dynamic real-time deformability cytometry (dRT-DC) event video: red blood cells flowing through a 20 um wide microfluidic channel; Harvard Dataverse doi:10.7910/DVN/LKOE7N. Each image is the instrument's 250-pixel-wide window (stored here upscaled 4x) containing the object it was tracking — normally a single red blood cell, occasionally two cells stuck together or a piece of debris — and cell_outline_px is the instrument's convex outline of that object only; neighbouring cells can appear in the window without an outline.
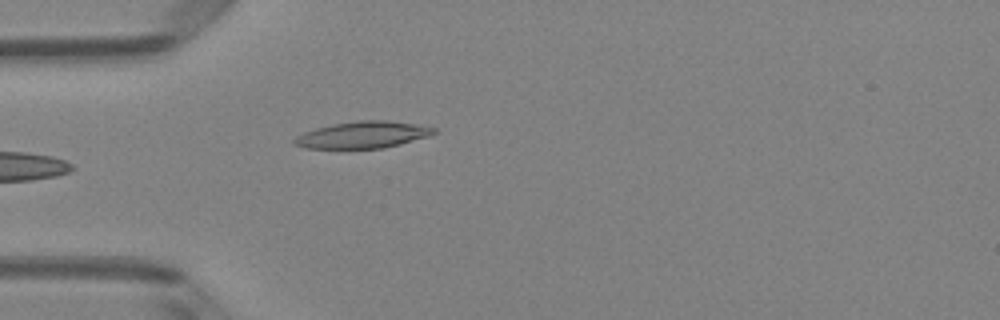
{"species": "Egyptian fruit bat (a non-hibernating species)", "species_latin": "Rousettus aegyptiacus", "temperature_condition": "room temperature", "stored_images_in_passage": 4, "camera_frame_rate_fps": 3000, "um_per_image_px": 0.085, "animal": {"sex": "female"}, "frame": {"image": 1, "passage_image": 4, "time_ms": 1.0, "image_size_px": [1000, 320], "cell_outline_px": [[436, 132], [428, 136], [400, 144], [384, 148], [304, 148], [292, 144], [292, 140], [296, 136], [304, 132], [316, 128], [332, 124], [356, 120], [388, 120], [436, 128]], "centroid_in_image_um": [30.78, 11.46], "position_along_channel_um": 54.2, "area_um2": 21.68}}